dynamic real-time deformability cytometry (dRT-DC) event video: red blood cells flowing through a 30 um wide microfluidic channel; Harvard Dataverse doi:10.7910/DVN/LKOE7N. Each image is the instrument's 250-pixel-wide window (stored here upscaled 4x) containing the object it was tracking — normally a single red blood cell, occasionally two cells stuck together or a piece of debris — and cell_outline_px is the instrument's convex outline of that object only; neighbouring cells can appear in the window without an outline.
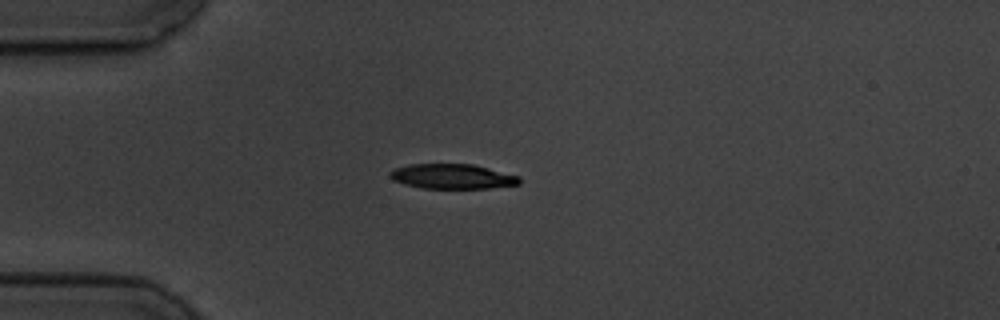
{"species": "common noctule bat (a hibernating species)", "species_latin": "Nyctalus noctula", "temperature_condition": "cold", "stored_images_in_passage": 13, "camera_frame_rate_fps": 3000, "um_per_image_px": 0.085, "animal": {"sex": "male", "body_mass_g": 19.5, "forearm_length_mm": 54.6}, "frame": {"image": 1, "passage_image": 2, "time_ms": 1.333, "image_size_px": [1000, 320], "cell_outline_px": [[520, 184], [488, 188], [420, 188], [404, 184], [392, 180], [388, 176], [388, 172], [396, 168], [408, 164], [472, 164], [520, 176]], "centroid_in_image_um": [38.41, 14.99], "position_along_channel_um": 46.6, "area_um2": 18.79}}
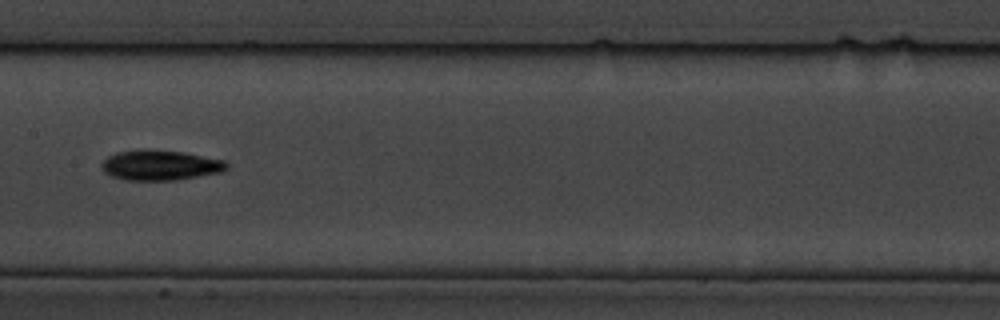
{"frame": {"image": 2, "passage_image": 6, "time_ms": 6.0, "image_size_px": [1000, 320], "cell_outline_px": [[228, 168], [224, 172], [176, 180], [124, 180], [112, 176], [104, 172], [100, 168], [100, 164], [108, 156], [116, 152], [140, 148], [144, 148], [184, 152], [224, 160], [228, 164]], "centroid_in_image_um": [13.61, 14.03], "position_along_channel_um": 193.8, "area_um2": 22.43}}
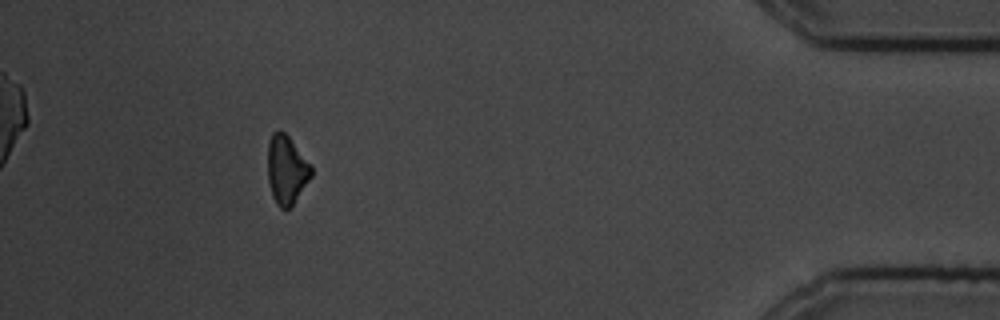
{"frame": {"image": 3, "passage_image": 12, "time_ms": 13.667, "image_size_px": [1000, 320], "cell_outline_px": [[312, 176], [292, 204], [288, 208], [280, 208], [276, 204], [272, 196], [268, 180], [268, 144], [272, 132], [276, 128], [280, 128], [288, 136], [312, 168]], "centroid_in_image_um": [24.32, 14.4], "position_along_channel_um": 410.9, "area_um2": 17.17}, "authors_computed_cell_mechanics": {"area_um2": 19.4208, "velocity_mm_per_s": 3.5441, "shape_relaxation_time_tau1_ms": 2.6744, "shape_relaxation_time_tau2_ms": null, "deformation_change_tau1": 0.0709, "deformation_change_tau2": null}}